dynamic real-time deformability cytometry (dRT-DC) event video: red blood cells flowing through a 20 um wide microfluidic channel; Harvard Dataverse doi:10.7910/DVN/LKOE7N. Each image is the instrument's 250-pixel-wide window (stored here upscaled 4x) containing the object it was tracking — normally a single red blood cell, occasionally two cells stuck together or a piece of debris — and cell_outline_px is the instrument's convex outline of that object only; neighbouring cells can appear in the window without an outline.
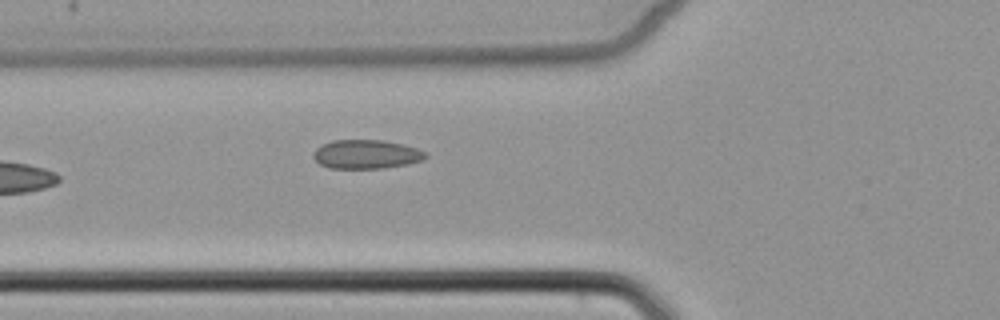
{"species": "common noctule bat (a hibernating species)", "species_latin": "Nyctalus noctula", "temperature_condition": "cold", "stored_images_in_passage": 5, "camera_frame_rate_fps": 3000, "um_per_image_px": 0.085, "animal": {"sex": "female", "body_mass_g": 22.7, "forearm_length_mm": 54.2}, "frame": {"image": 1, "passage_image": 5, "time_ms": 5.0, "image_size_px": [1000, 320], "cell_outline_px": [[428, 156], [420, 160], [408, 164], [384, 168], [328, 168], [320, 164], [312, 156], [312, 152], [316, 148], [332, 140], [384, 140], [416, 148], [428, 152]], "centroid_in_image_um": [31.12, 13.11], "position_along_channel_um": 94.7, "area_um2": 18.9}}